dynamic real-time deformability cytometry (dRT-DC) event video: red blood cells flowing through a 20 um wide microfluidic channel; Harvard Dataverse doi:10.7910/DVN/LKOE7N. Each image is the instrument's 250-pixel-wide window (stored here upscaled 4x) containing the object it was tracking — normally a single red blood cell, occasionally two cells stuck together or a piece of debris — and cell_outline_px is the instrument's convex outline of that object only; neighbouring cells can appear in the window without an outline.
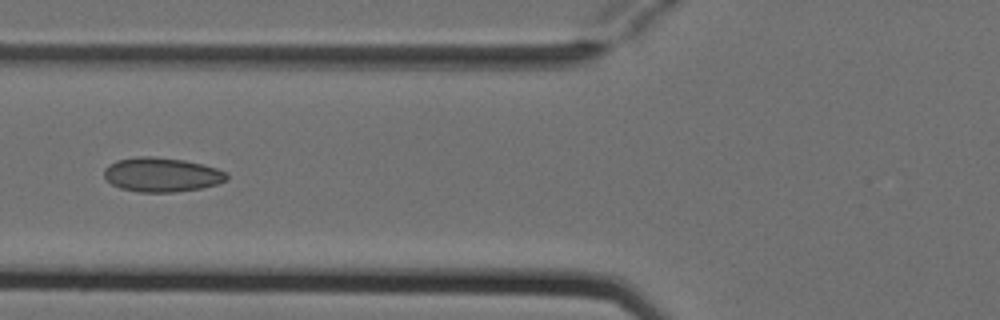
{"species": "Egyptian fruit bat (a non-hibernating species)", "species_latin": "Rousettus aegyptiacus", "temperature_condition": "cold", "stored_images_in_passage": 5, "camera_frame_rate_fps": 3000, "um_per_image_px": 0.085, "animal": {"sex": "female"}, "frame": {"image": 1, "passage_image": 5, "time_ms": 1.333, "image_size_px": [1000, 320], "cell_outline_px": [[228, 180], [216, 184], [200, 188], [172, 192], [140, 192], [120, 188], [112, 184], [104, 176], [104, 168], [116, 160], [140, 156], [152, 156], [184, 160], [204, 164], [228, 172]], "centroid_in_image_um": [13.76, 14.84], "position_along_channel_um": 112.0, "area_um2": 24.51}}